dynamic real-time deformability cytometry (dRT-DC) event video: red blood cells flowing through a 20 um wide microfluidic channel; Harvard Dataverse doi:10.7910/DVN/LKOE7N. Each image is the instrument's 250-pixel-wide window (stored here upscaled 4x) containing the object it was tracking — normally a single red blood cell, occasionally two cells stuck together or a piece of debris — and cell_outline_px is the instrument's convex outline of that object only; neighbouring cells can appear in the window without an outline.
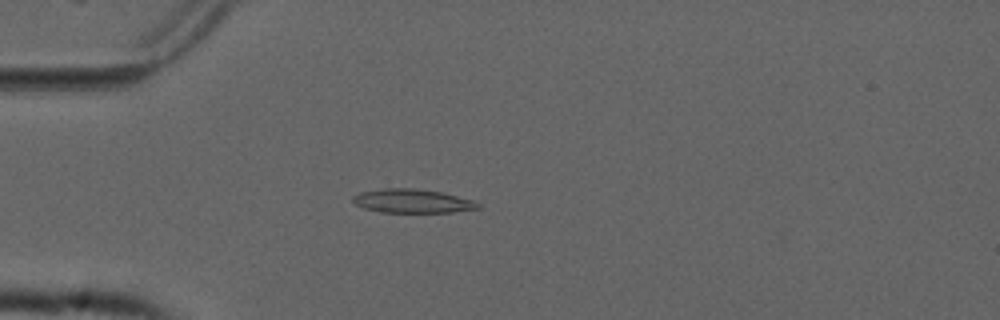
{"species": "common noctule bat (a hibernating species)", "species_latin": "Nyctalus noctula", "temperature_condition": "cold", "stored_images_in_passage": 54, "camera_frame_rate_fps": 3000, "um_per_image_px": 0.085, "animal": {"sex": "male", "forearm_length_mm": 52.5}, "frame": {"image": 1, "passage_image": 15, "time_ms": 4.667, "image_size_px": [1000, 320], "cell_outline_px": [[480, 208], [452, 212], [380, 212], [364, 208], [356, 204], [352, 200], [352, 196], [360, 192], [384, 188], [412, 188], [444, 192], [472, 200], [480, 204]], "centroid_in_image_um": [35.04, 17.08], "position_along_channel_um": 50.0, "area_um2": 17.34}}
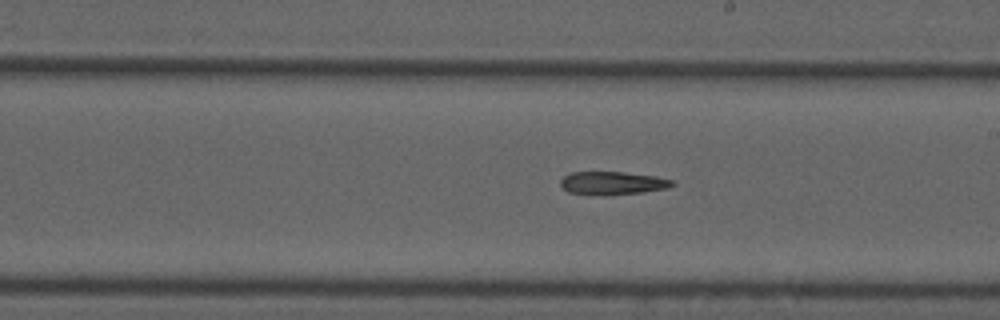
{"frame": {"image": 2, "passage_image": 31, "time_ms": 10.0, "image_size_px": [1000, 320], "cell_outline_px": [[676, 184], [668, 188], [640, 192], [608, 196], [568, 192], [560, 184], [560, 180], [564, 176], [572, 172], [624, 172], [656, 176], [672, 180]], "centroid_in_image_um": [52.07, 15.56], "position_along_channel_um": 236.9, "area_um2": 15.09}}
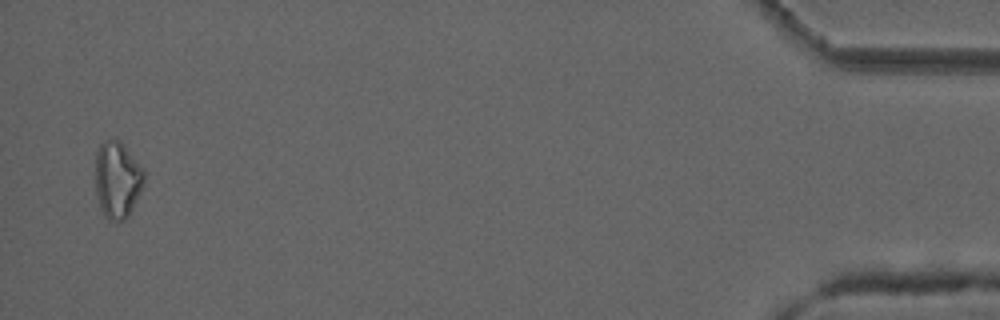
{"frame": {"image": 3, "passage_image": 53, "time_ms": 17.333, "image_size_px": [1000, 320], "cell_outline_px": [[144, 184], [128, 216], [124, 220], [108, 220], [104, 216], [100, 208], [96, 192], [96, 152], [100, 144], [104, 140], [116, 136], [120, 140], [144, 168]], "centroid_in_image_um": [9.97, 15.23], "position_along_channel_um": 425.2, "area_um2": 22.02}}